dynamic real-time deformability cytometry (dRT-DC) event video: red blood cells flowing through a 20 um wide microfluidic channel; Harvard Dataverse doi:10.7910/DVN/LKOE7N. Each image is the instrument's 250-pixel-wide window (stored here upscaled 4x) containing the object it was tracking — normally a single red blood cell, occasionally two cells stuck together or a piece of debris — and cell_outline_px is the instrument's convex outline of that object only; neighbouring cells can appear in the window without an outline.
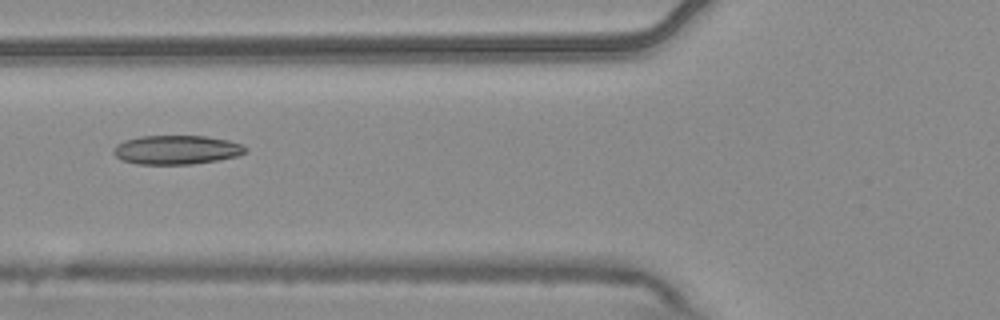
{"species": "common noctule bat (a hibernating species)", "species_latin": "Nyctalus noctula", "temperature_condition": "warm", "stored_images_in_passage": 8, "camera_frame_rate_fps": 3000, "um_per_image_px": 0.085, "animal": {"sex": "male", "body_mass_g": 20.4}, "frame": {"image": 1, "passage_image": 6, "time_ms": 1.667, "image_size_px": [1000, 320], "cell_outline_px": [[248, 148], [244, 152], [236, 156], [220, 160], [192, 164], [136, 164], [120, 160], [112, 152], [112, 148], [116, 144], [124, 140], [140, 136], [208, 136], [228, 140], [240, 144]], "centroid_in_image_um": [14.96, 12.73], "position_along_channel_um": 110.8, "area_um2": 22.48}}
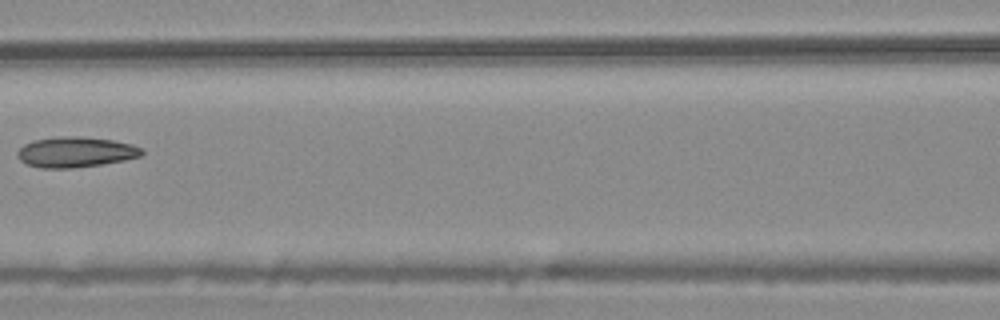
{"frame": {"image": 2, "passage_image": 7, "time_ms": 2.0, "image_size_px": [1000, 320], "cell_outline_px": [[144, 152], [140, 156], [124, 160], [100, 164], [72, 168], [40, 168], [28, 164], [20, 160], [16, 156], [16, 152], [24, 144], [32, 140], [56, 136], [76, 136], [112, 140], [132, 144], [140, 148]], "centroid_in_image_um": [6.37, 12.92], "position_along_channel_um": 160.2, "area_um2": 22.02}}
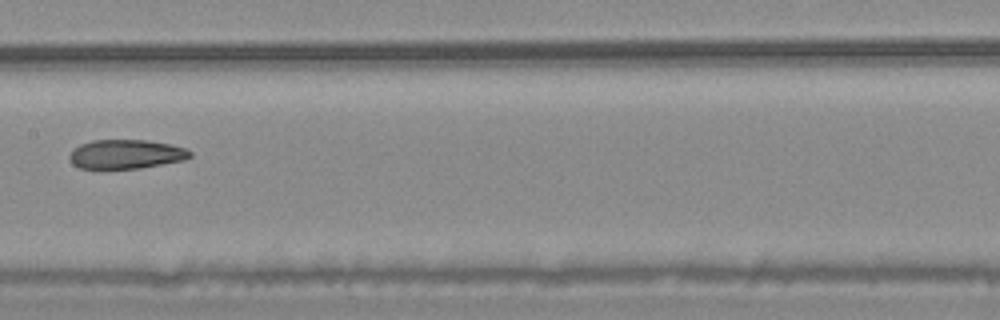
{"frame": {"image": 3, "passage_image": 8, "time_ms": 2.333, "image_size_px": [1000, 320], "cell_outline_px": [[192, 156], [184, 160], [140, 168], [80, 168], [72, 164], [68, 156], [72, 148], [80, 144], [92, 140], [148, 140], [168, 144], [184, 148], [192, 152]], "centroid_in_image_um": [10.67, 13.1], "position_along_channel_um": 196.7, "area_um2": 20.46}}